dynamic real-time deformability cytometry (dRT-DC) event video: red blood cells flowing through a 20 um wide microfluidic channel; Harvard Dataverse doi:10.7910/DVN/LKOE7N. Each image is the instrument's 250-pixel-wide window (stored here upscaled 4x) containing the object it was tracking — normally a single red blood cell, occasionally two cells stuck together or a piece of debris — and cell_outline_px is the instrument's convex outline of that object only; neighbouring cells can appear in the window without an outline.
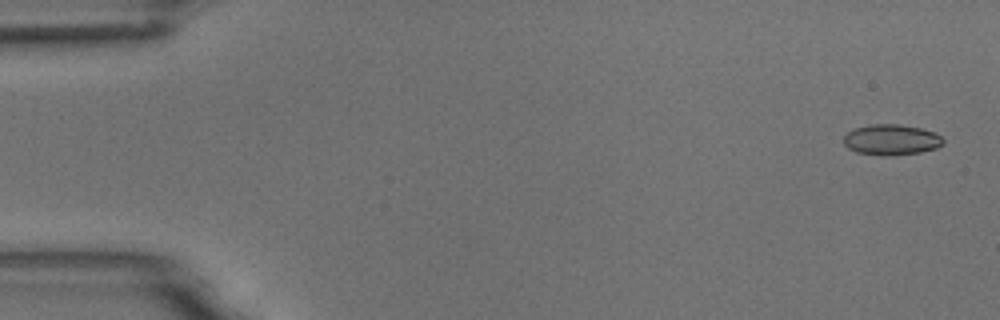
{"species": "common noctule bat (a hibernating species)", "species_latin": "Nyctalus noctula", "temperature_condition": "room temperature", "stored_images_in_passage": 3, "camera_frame_rate_fps": 3000, "um_per_image_px": 0.085, "animal": {"sex": "male", "body_mass_g": 18.8}, "frame": {"image": 1, "passage_image": 1, "time_ms": 0.0, "image_size_px": [1000, 320], "cell_outline_px": [[944, 144], [936, 148], [920, 152], [856, 152], [848, 148], [844, 144], [844, 136], [848, 132], [856, 128], [872, 124], [900, 124], [920, 128], [932, 132], [940, 136], [944, 140]], "centroid_in_image_um": [75.78, 11.81], "position_along_channel_um": 9.2, "area_um2": 16.7}}